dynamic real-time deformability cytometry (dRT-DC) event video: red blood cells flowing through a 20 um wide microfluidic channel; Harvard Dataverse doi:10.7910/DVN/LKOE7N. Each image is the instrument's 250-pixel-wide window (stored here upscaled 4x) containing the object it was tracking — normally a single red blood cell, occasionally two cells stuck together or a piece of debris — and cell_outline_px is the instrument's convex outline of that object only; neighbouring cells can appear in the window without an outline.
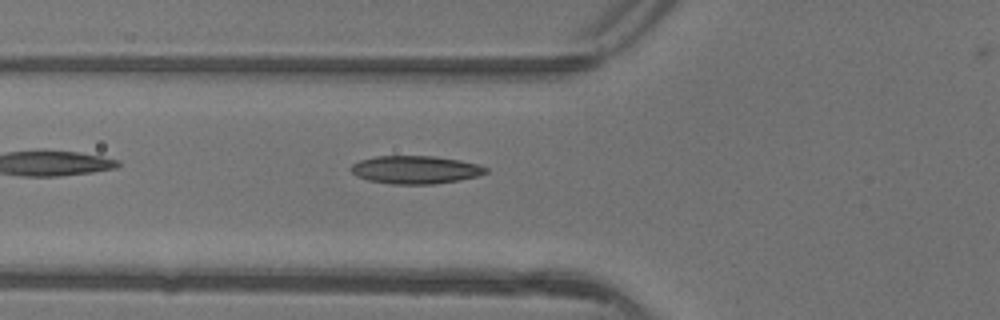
{"species": "common noctule bat (a hibernating species)", "species_latin": "Nyctalus noctula", "temperature_condition": "warm", "stored_images_in_passage": 5, "camera_frame_rate_fps": 3000, "um_per_image_px": 0.085, "animal": {"sex": "female"}, "frame": {"image": 1, "passage_image": 5, "time_ms": 1.333, "image_size_px": [1000, 320], "cell_outline_px": [[488, 172], [476, 176], [460, 180], [436, 184], [392, 184], [368, 180], [352, 172], [348, 168], [352, 164], [360, 160], [376, 156], [432, 156], [460, 160], [476, 164], [488, 168]], "centroid_in_image_um": [35.31, 14.43], "position_along_channel_um": 90.5, "area_um2": 21.91}}